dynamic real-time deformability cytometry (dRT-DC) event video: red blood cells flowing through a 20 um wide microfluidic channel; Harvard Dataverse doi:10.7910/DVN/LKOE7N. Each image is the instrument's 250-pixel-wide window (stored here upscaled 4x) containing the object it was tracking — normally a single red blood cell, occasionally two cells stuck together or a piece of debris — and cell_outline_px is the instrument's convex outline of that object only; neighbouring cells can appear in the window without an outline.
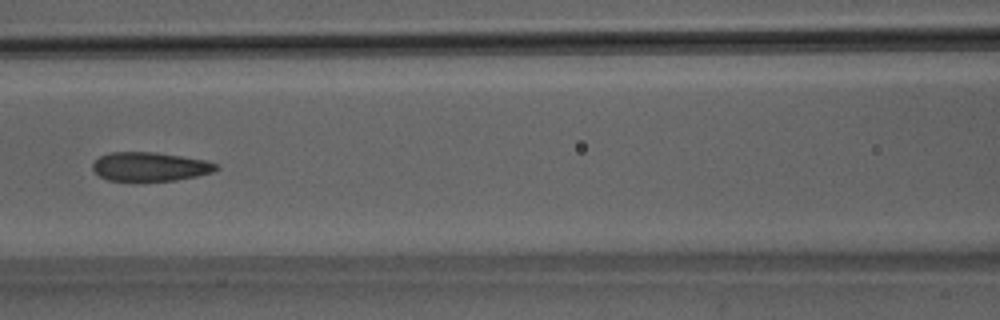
{"species": "Egyptian fruit bat (a non-hibernating species)", "species_latin": "Rousettus aegyptiacus", "temperature_condition": "room temperature", "stored_images_in_passage": 50, "camera_frame_rate_fps": 3000, "um_per_image_px": 0.085, "animal": {"sex": "male"}, "frame": {"image": 1, "passage_image": 23, "time_ms": 7.333, "image_size_px": [1000, 320], "cell_outline_px": [[220, 168], [212, 172], [196, 176], [176, 180], [108, 180], [100, 176], [92, 168], [92, 164], [100, 156], [108, 152], [156, 152], [204, 160], [216, 164]], "centroid_in_image_um": [12.74, 14.15], "position_along_channel_um": 153.9, "area_um2": 20.52}}
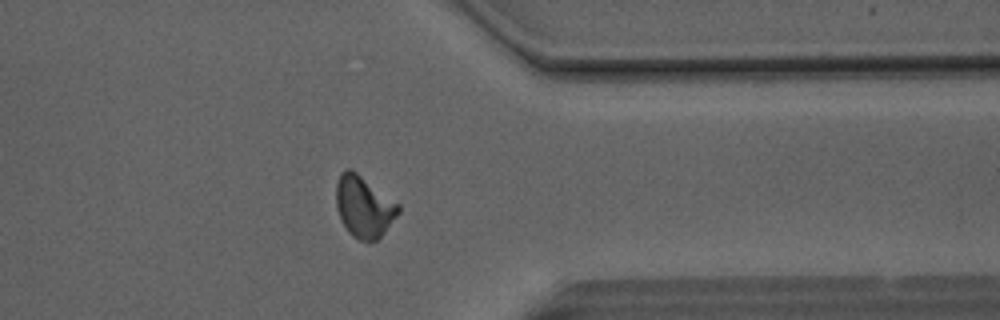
{"frame": {"image": 2, "passage_image": 40, "time_ms": 13.0, "image_size_px": [1000, 320], "cell_outline_px": [[400, 212], [384, 232], [376, 240], [360, 240], [352, 236], [348, 232], [340, 216], [336, 204], [336, 184], [340, 172], [344, 168], [348, 168], [356, 172], [400, 204]], "centroid_in_image_um": [30.93, 17.54], "position_along_channel_um": 380.5, "area_um2": 22.08}}
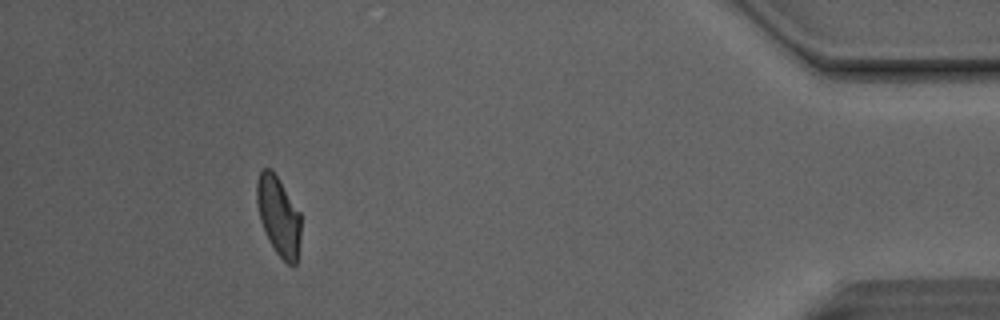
{"frame": {"image": 3, "passage_image": 46, "time_ms": 15.0, "image_size_px": [1000, 320], "cell_outline_px": [[300, 236], [296, 264], [292, 268], [276, 252], [268, 240], [260, 220], [256, 200], [256, 184], [260, 172], [264, 168], [272, 168], [300, 212]], "centroid_in_image_um": [23.67, 18.35], "position_along_channel_um": 411.5, "area_um2": 20.35}, "authors_computed_cell_mechanics": {"area_um2": 21.7328, "velocity_mm_per_s": 4.1463, "shape_relaxation_time_tau1_ms": 7.3525, "shape_relaxation_time_tau2_ms": 1.0596, "deformation_change_tau1": 0.1742, "deformation_change_tau2": 0.0678}}